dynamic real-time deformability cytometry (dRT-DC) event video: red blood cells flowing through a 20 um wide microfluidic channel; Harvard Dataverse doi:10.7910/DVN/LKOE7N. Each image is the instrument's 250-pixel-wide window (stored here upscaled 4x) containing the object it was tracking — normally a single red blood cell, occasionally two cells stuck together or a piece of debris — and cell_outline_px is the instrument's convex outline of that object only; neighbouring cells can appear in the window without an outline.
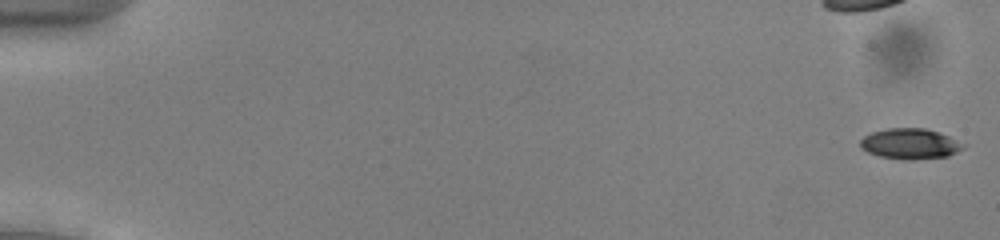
{"species": "common noctule bat (a hibernating species)", "species_latin": "Nyctalus noctula", "temperature_condition": "cold", "stored_images_in_passage": 53, "camera_frame_rate_fps": 3000, "um_per_image_px": 0.085, "animal": {"sex": "male", "body_mass_g": 13.0, "forearm_length_mm": 53.1}, "frame": {"image": 1, "passage_image": 1, "time_ms": 0.0, "image_size_px": [1000, 240], "cell_outline_px": [[968, 144], [964, 148], [948, 156], [912, 160], [904, 160], [880, 156], [868, 152], [860, 148], [860, 140], [864, 136], [872, 132], [888, 128], [924, 128], [940, 132]], "centroid_in_image_um": [77.39, 12.22], "position_along_channel_um": 7.6, "area_um2": 18.55}}